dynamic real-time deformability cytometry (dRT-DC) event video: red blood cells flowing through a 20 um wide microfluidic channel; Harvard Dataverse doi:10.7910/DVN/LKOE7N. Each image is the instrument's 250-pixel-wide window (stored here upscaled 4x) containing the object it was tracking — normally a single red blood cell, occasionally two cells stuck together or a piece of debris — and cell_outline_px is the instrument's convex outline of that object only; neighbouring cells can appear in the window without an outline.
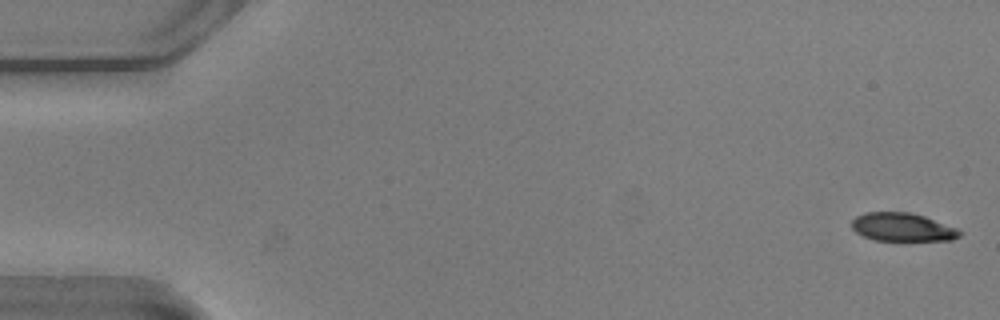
{"species": "common noctule bat (a hibernating species)", "species_latin": "Nyctalus noctula", "temperature_condition": "warm", "stored_images_in_passage": 54, "camera_frame_rate_fps": 3000, "um_per_image_px": 0.085, "animal": {"sex": "male", "body_mass_g": 20.5, "forearm_length_mm": 52.5}, "frame": {"image": 1, "passage_image": 2, "time_ms": 0.333, "image_size_px": [1000, 320], "cell_outline_px": [[964, 232], [960, 236], [952, 240], [876, 240], [864, 236], [856, 232], [852, 228], [852, 220], [856, 216], [864, 212], [912, 212], [924, 216], [956, 228]], "centroid_in_image_um": [76.71, 19.3], "position_along_channel_um": 8.3, "area_um2": 17.74}}
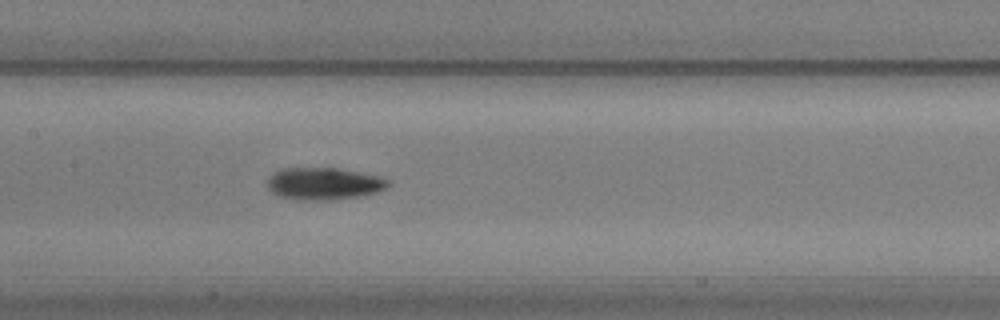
{"frame": {"image": 2, "passage_image": 27, "time_ms": 8.667, "image_size_px": [1000, 320], "cell_outline_px": [[392, 184], [376, 192], [360, 196], [332, 200], [300, 200], [280, 196], [272, 192], [268, 188], [268, 176], [272, 172], [280, 168], [336, 168], [360, 172], [380, 176], [388, 180]], "centroid_in_image_um": [27.51, 15.6], "position_along_channel_um": 179.9, "area_um2": 22.77}}
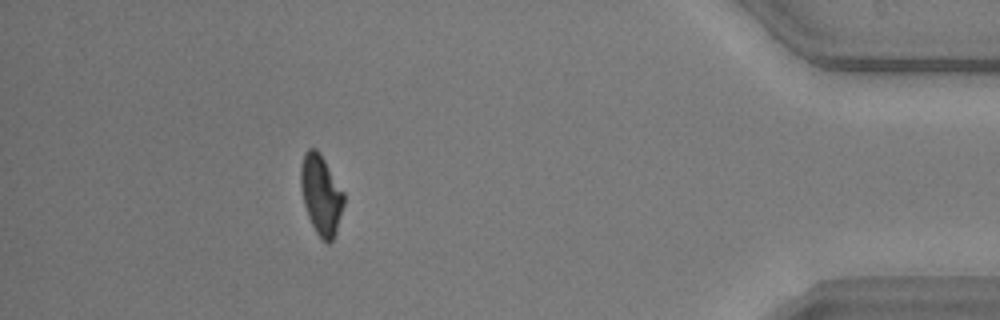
{"frame": {"image": 3, "passage_image": 49, "time_ms": 16.0, "image_size_px": [1000, 320], "cell_outline_px": [[344, 204], [336, 232], [332, 240], [328, 244], [316, 232], [308, 216], [304, 204], [300, 188], [300, 168], [304, 152], [308, 148], [316, 148], [320, 152], [344, 192]], "centroid_in_image_um": [27.28, 16.51], "position_along_channel_um": 407.9, "area_um2": 20.06}, "authors_computed_cell_mechanics": {"area_um2": 20.9525, "velocity_mm_per_s": 3.7985, "shape_relaxation_time_tau1_ms": 4.3909, "shape_relaxation_time_tau2_ms": 5.0176, "deformation_change_tau1": 0.162, "deformation_change_tau2": 0.1049}}